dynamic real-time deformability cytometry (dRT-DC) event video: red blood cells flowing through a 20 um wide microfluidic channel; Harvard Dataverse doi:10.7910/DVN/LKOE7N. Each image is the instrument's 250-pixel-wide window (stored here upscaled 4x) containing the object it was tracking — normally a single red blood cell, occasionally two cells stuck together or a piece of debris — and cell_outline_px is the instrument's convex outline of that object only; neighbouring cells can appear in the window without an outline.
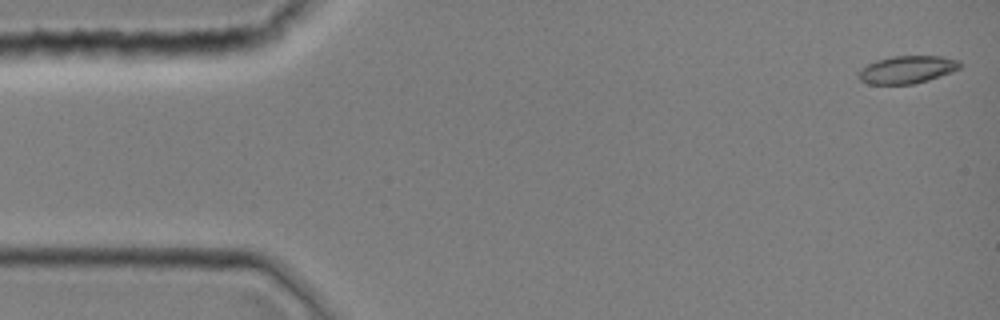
{"species": "common noctule bat (a hibernating species)", "species_latin": "Nyctalus noctula", "temperature_condition": "room temperature", "stored_images_in_passage": 7, "camera_frame_rate_fps": 3000, "um_per_image_px": 0.085, "animal": {"sex": "female", "body_mass_g": 19.0, "forearm_length_mm": 51.5}, "frame": {"image": 1, "passage_image": 1, "time_ms": 0.0, "image_size_px": [1000, 320], "cell_outline_px": [[964, 64], [960, 68], [952, 72], [928, 80], [912, 84], [868, 84], [860, 80], [856, 76], [856, 72], [860, 68], [876, 60], [892, 56], [940, 56], [960, 60]], "centroid_in_image_um": [77.09, 5.91], "position_along_channel_um": 7.9, "area_um2": 16.59}}